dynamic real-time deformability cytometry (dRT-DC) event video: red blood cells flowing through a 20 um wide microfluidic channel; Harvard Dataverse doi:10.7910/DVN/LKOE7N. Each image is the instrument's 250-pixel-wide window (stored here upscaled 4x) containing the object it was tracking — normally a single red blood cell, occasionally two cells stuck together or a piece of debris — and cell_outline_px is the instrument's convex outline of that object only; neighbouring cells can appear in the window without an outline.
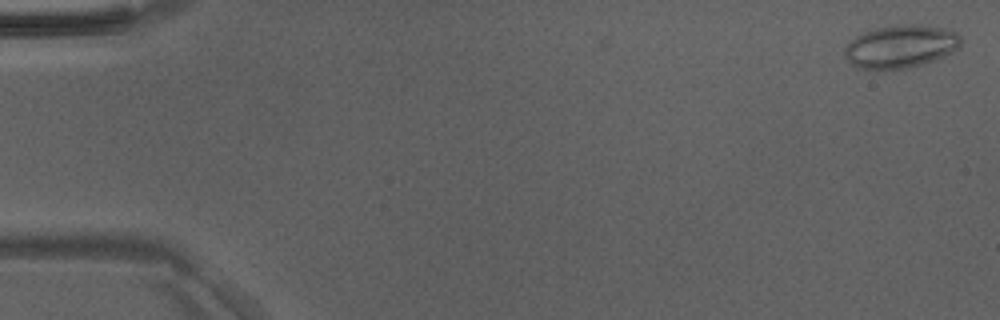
{"species": "Egyptian fruit bat (a non-hibernating species)", "species_latin": "Rousettus aegyptiacus", "temperature_condition": "room temperature", "stored_images_in_passage": 16, "camera_frame_rate_fps": 3000, "um_per_image_px": 0.085, "animal": {"sex": "male"}, "frame": {"image": 1, "passage_image": 1, "time_ms": 0.0, "image_size_px": [1000, 320], "cell_outline_px": [[960, 44], [952, 52], [944, 56], [920, 64], [904, 68], [856, 68], [844, 56], [844, 48], [856, 36], [864, 32], [876, 28], [904, 24], [916, 24], [944, 28], [956, 32], [960, 36]], "centroid_in_image_um": [76.54, 3.93], "position_along_channel_um": 8.5, "area_um2": 28.5}}